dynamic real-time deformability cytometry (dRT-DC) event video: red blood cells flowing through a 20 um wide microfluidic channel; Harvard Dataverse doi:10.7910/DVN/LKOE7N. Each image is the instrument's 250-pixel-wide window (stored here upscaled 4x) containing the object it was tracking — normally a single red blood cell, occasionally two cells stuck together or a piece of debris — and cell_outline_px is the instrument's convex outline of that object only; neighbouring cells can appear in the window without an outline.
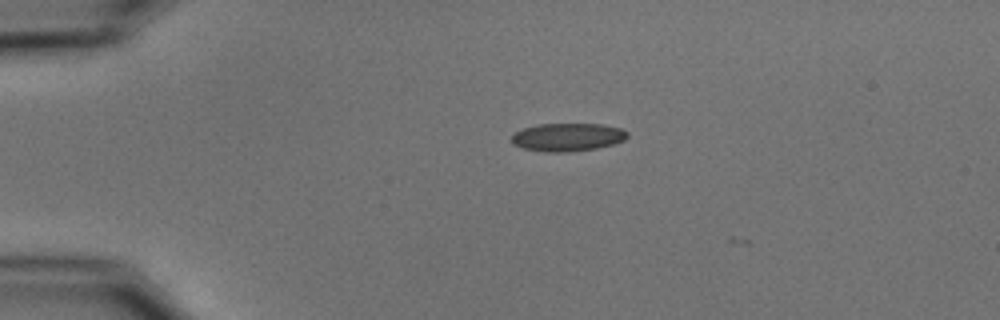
{"species": "common noctule bat (a hibernating species)", "species_latin": "Nyctalus noctula", "temperature_condition": "cold", "stored_images_in_passage": 6, "camera_frame_rate_fps": 3000, "um_per_image_px": 0.085, "animal": {"sex": "male", "body_mass_g": 15.6}, "frame": {"image": 1, "passage_image": 5, "time_ms": 1.333, "image_size_px": [1000, 320], "cell_outline_px": [[628, 136], [624, 140], [612, 144], [596, 148], [568, 152], [544, 152], [524, 148], [512, 144], [512, 136], [516, 132], [524, 128], [536, 124], [604, 124], [620, 128], [628, 132]], "centroid_in_image_um": [48.25, 11.65], "position_along_channel_um": 36.8, "area_um2": 18.9}}